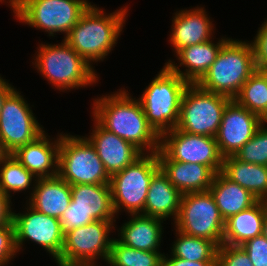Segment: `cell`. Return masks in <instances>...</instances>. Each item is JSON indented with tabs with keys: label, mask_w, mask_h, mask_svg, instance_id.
<instances>
[{
	"label": "cell",
	"mask_w": 267,
	"mask_h": 266,
	"mask_svg": "<svg viewBox=\"0 0 267 266\" xmlns=\"http://www.w3.org/2000/svg\"><path fill=\"white\" fill-rule=\"evenodd\" d=\"M169 159L183 163H199L215 173L222 170L223 159L215 137L190 134L177 128L160 136V148Z\"/></svg>",
	"instance_id": "cell-12"
},
{
	"label": "cell",
	"mask_w": 267,
	"mask_h": 266,
	"mask_svg": "<svg viewBox=\"0 0 267 266\" xmlns=\"http://www.w3.org/2000/svg\"><path fill=\"white\" fill-rule=\"evenodd\" d=\"M231 98L189 84L182 96L177 129L196 135L215 137L223 111Z\"/></svg>",
	"instance_id": "cell-10"
},
{
	"label": "cell",
	"mask_w": 267,
	"mask_h": 266,
	"mask_svg": "<svg viewBox=\"0 0 267 266\" xmlns=\"http://www.w3.org/2000/svg\"><path fill=\"white\" fill-rule=\"evenodd\" d=\"M0 167V190L9 198L12 192L26 191L37 180L12 154L0 162Z\"/></svg>",
	"instance_id": "cell-31"
},
{
	"label": "cell",
	"mask_w": 267,
	"mask_h": 266,
	"mask_svg": "<svg viewBox=\"0 0 267 266\" xmlns=\"http://www.w3.org/2000/svg\"><path fill=\"white\" fill-rule=\"evenodd\" d=\"M263 122L258 115L231 99L223 111L215 136L221 155L234 156L254 136Z\"/></svg>",
	"instance_id": "cell-15"
},
{
	"label": "cell",
	"mask_w": 267,
	"mask_h": 266,
	"mask_svg": "<svg viewBox=\"0 0 267 266\" xmlns=\"http://www.w3.org/2000/svg\"><path fill=\"white\" fill-rule=\"evenodd\" d=\"M161 252L137 250L122 244L117 238L111 243L109 266H163Z\"/></svg>",
	"instance_id": "cell-30"
},
{
	"label": "cell",
	"mask_w": 267,
	"mask_h": 266,
	"mask_svg": "<svg viewBox=\"0 0 267 266\" xmlns=\"http://www.w3.org/2000/svg\"><path fill=\"white\" fill-rule=\"evenodd\" d=\"M267 213L266 201L258 200L250 208L225 220L223 244L241 246L247 240L262 235Z\"/></svg>",
	"instance_id": "cell-25"
},
{
	"label": "cell",
	"mask_w": 267,
	"mask_h": 266,
	"mask_svg": "<svg viewBox=\"0 0 267 266\" xmlns=\"http://www.w3.org/2000/svg\"><path fill=\"white\" fill-rule=\"evenodd\" d=\"M264 123L256 130L254 136L234 155L236 159L244 163L267 166V126Z\"/></svg>",
	"instance_id": "cell-32"
},
{
	"label": "cell",
	"mask_w": 267,
	"mask_h": 266,
	"mask_svg": "<svg viewBox=\"0 0 267 266\" xmlns=\"http://www.w3.org/2000/svg\"><path fill=\"white\" fill-rule=\"evenodd\" d=\"M221 172L257 200H267V166L244 163L234 156H227L223 159Z\"/></svg>",
	"instance_id": "cell-27"
},
{
	"label": "cell",
	"mask_w": 267,
	"mask_h": 266,
	"mask_svg": "<svg viewBox=\"0 0 267 266\" xmlns=\"http://www.w3.org/2000/svg\"><path fill=\"white\" fill-rule=\"evenodd\" d=\"M37 48L33 65L59 91L97 83L99 78L94 68L64 40L60 44H40Z\"/></svg>",
	"instance_id": "cell-4"
},
{
	"label": "cell",
	"mask_w": 267,
	"mask_h": 266,
	"mask_svg": "<svg viewBox=\"0 0 267 266\" xmlns=\"http://www.w3.org/2000/svg\"><path fill=\"white\" fill-rule=\"evenodd\" d=\"M9 155V152L4 148L2 140L0 139V162Z\"/></svg>",
	"instance_id": "cell-41"
},
{
	"label": "cell",
	"mask_w": 267,
	"mask_h": 266,
	"mask_svg": "<svg viewBox=\"0 0 267 266\" xmlns=\"http://www.w3.org/2000/svg\"><path fill=\"white\" fill-rule=\"evenodd\" d=\"M161 170L182 194L208 191L216 173L199 163L172 161L160 149L157 152Z\"/></svg>",
	"instance_id": "cell-19"
},
{
	"label": "cell",
	"mask_w": 267,
	"mask_h": 266,
	"mask_svg": "<svg viewBox=\"0 0 267 266\" xmlns=\"http://www.w3.org/2000/svg\"><path fill=\"white\" fill-rule=\"evenodd\" d=\"M258 29L255 39L250 41L254 63L257 70H267V19Z\"/></svg>",
	"instance_id": "cell-36"
},
{
	"label": "cell",
	"mask_w": 267,
	"mask_h": 266,
	"mask_svg": "<svg viewBox=\"0 0 267 266\" xmlns=\"http://www.w3.org/2000/svg\"><path fill=\"white\" fill-rule=\"evenodd\" d=\"M11 199L0 190V227L8 226L12 223Z\"/></svg>",
	"instance_id": "cell-38"
},
{
	"label": "cell",
	"mask_w": 267,
	"mask_h": 266,
	"mask_svg": "<svg viewBox=\"0 0 267 266\" xmlns=\"http://www.w3.org/2000/svg\"><path fill=\"white\" fill-rule=\"evenodd\" d=\"M173 17L169 42L175 54L183 48L213 39L214 24L203 7L177 11Z\"/></svg>",
	"instance_id": "cell-17"
},
{
	"label": "cell",
	"mask_w": 267,
	"mask_h": 266,
	"mask_svg": "<svg viewBox=\"0 0 267 266\" xmlns=\"http://www.w3.org/2000/svg\"><path fill=\"white\" fill-rule=\"evenodd\" d=\"M127 12L128 6L107 15L103 9L91 4L64 36V41L91 66L92 62L103 61L117 44Z\"/></svg>",
	"instance_id": "cell-2"
},
{
	"label": "cell",
	"mask_w": 267,
	"mask_h": 266,
	"mask_svg": "<svg viewBox=\"0 0 267 266\" xmlns=\"http://www.w3.org/2000/svg\"><path fill=\"white\" fill-rule=\"evenodd\" d=\"M58 175L70 185L110 183L97 151L79 135L60 133Z\"/></svg>",
	"instance_id": "cell-8"
},
{
	"label": "cell",
	"mask_w": 267,
	"mask_h": 266,
	"mask_svg": "<svg viewBox=\"0 0 267 266\" xmlns=\"http://www.w3.org/2000/svg\"><path fill=\"white\" fill-rule=\"evenodd\" d=\"M70 209H79L94 220L116 221L110 184L71 185Z\"/></svg>",
	"instance_id": "cell-22"
},
{
	"label": "cell",
	"mask_w": 267,
	"mask_h": 266,
	"mask_svg": "<svg viewBox=\"0 0 267 266\" xmlns=\"http://www.w3.org/2000/svg\"><path fill=\"white\" fill-rule=\"evenodd\" d=\"M15 244V228L13 222L4 227H0V266L8 265L11 259L17 254Z\"/></svg>",
	"instance_id": "cell-34"
},
{
	"label": "cell",
	"mask_w": 267,
	"mask_h": 266,
	"mask_svg": "<svg viewBox=\"0 0 267 266\" xmlns=\"http://www.w3.org/2000/svg\"><path fill=\"white\" fill-rule=\"evenodd\" d=\"M131 219L120 228L118 239L122 244L137 250L160 252L163 220L143 214H130Z\"/></svg>",
	"instance_id": "cell-24"
},
{
	"label": "cell",
	"mask_w": 267,
	"mask_h": 266,
	"mask_svg": "<svg viewBox=\"0 0 267 266\" xmlns=\"http://www.w3.org/2000/svg\"><path fill=\"white\" fill-rule=\"evenodd\" d=\"M160 169L157 152L143 153L131 165L110 177V189L114 212L143 214L149 185Z\"/></svg>",
	"instance_id": "cell-7"
},
{
	"label": "cell",
	"mask_w": 267,
	"mask_h": 266,
	"mask_svg": "<svg viewBox=\"0 0 267 266\" xmlns=\"http://www.w3.org/2000/svg\"><path fill=\"white\" fill-rule=\"evenodd\" d=\"M29 202L35 210L50 217L58 218L69 207L71 202V185L59 175L53 177L37 178L30 187Z\"/></svg>",
	"instance_id": "cell-21"
},
{
	"label": "cell",
	"mask_w": 267,
	"mask_h": 266,
	"mask_svg": "<svg viewBox=\"0 0 267 266\" xmlns=\"http://www.w3.org/2000/svg\"><path fill=\"white\" fill-rule=\"evenodd\" d=\"M15 18L54 36L68 32L88 9V0H8Z\"/></svg>",
	"instance_id": "cell-6"
},
{
	"label": "cell",
	"mask_w": 267,
	"mask_h": 266,
	"mask_svg": "<svg viewBox=\"0 0 267 266\" xmlns=\"http://www.w3.org/2000/svg\"><path fill=\"white\" fill-rule=\"evenodd\" d=\"M176 240L171 255L188 261L216 262L218 246L211 240L193 237L175 228ZM178 236V237H177Z\"/></svg>",
	"instance_id": "cell-29"
},
{
	"label": "cell",
	"mask_w": 267,
	"mask_h": 266,
	"mask_svg": "<svg viewBox=\"0 0 267 266\" xmlns=\"http://www.w3.org/2000/svg\"><path fill=\"white\" fill-rule=\"evenodd\" d=\"M256 70L250 42L229 38L196 84L205 91L233 99Z\"/></svg>",
	"instance_id": "cell-3"
},
{
	"label": "cell",
	"mask_w": 267,
	"mask_h": 266,
	"mask_svg": "<svg viewBox=\"0 0 267 266\" xmlns=\"http://www.w3.org/2000/svg\"><path fill=\"white\" fill-rule=\"evenodd\" d=\"M171 257L168 258L163 256V266H216V262H200V261H188L185 259H181L178 257Z\"/></svg>",
	"instance_id": "cell-39"
},
{
	"label": "cell",
	"mask_w": 267,
	"mask_h": 266,
	"mask_svg": "<svg viewBox=\"0 0 267 266\" xmlns=\"http://www.w3.org/2000/svg\"><path fill=\"white\" fill-rule=\"evenodd\" d=\"M209 191L224 220L258 201L247 189L228 179L221 171L214 176Z\"/></svg>",
	"instance_id": "cell-26"
},
{
	"label": "cell",
	"mask_w": 267,
	"mask_h": 266,
	"mask_svg": "<svg viewBox=\"0 0 267 266\" xmlns=\"http://www.w3.org/2000/svg\"><path fill=\"white\" fill-rule=\"evenodd\" d=\"M189 84L164 65L142 96L137 98L149 125L159 136L176 128L182 96Z\"/></svg>",
	"instance_id": "cell-5"
},
{
	"label": "cell",
	"mask_w": 267,
	"mask_h": 266,
	"mask_svg": "<svg viewBox=\"0 0 267 266\" xmlns=\"http://www.w3.org/2000/svg\"><path fill=\"white\" fill-rule=\"evenodd\" d=\"M16 89L6 98L0 113V139L12 154L17 148L29 144L44 130L31 107Z\"/></svg>",
	"instance_id": "cell-13"
},
{
	"label": "cell",
	"mask_w": 267,
	"mask_h": 266,
	"mask_svg": "<svg viewBox=\"0 0 267 266\" xmlns=\"http://www.w3.org/2000/svg\"><path fill=\"white\" fill-rule=\"evenodd\" d=\"M47 136L44 131L35 140L12 153L13 157L36 178L58 175L60 135L54 142Z\"/></svg>",
	"instance_id": "cell-18"
},
{
	"label": "cell",
	"mask_w": 267,
	"mask_h": 266,
	"mask_svg": "<svg viewBox=\"0 0 267 266\" xmlns=\"http://www.w3.org/2000/svg\"><path fill=\"white\" fill-rule=\"evenodd\" d=\"M233 99L267 123V70H256Z\"/></svg>",
	"instance_id": "cell-28"
},
{
	"label": "cell",
	"mask_w": 267,
	"mask_h": 266,
	"mask_svg": "<svg viewBox=\"0 0 267 266\" xmlns=\"http://www.w3.org/2000/svg\"><path fill=\"white\" fill-rule=\"evenodd\" d=\"M16 88H14V86L12 87V85L10 83H8V81H6L5 79H3V77H1L0 75V113L1 110L4 106L5 100L6 98L15 90Z\"/></svg>",
	"instance_id": "cell-40"
},
{
	"label": "cell",
	"mask_w": 267,
	"mask_h": 266,
	"mask_svg": "<svg viewBox=\"0 0 267 266\" xmlns=\"http://www.w3.org/2000/svg\"><path fill=\"white\" fill-rule=\"evenodd\" d=\"M123 89L94 99L93 119L103 128L132 143L142 153L158 152L160 136L149 125L139 100Z\"/></svg>",
	"instance_id": "cell-1"
},
{
	"label": "cell",
	"mask_w": 267,
	"mask_h": 266,
	"mask_svg": "<svg viewBox=\"0 0 267 266\" xmlns=\"http://www.w3.org/2000/svg\"><path fill=\"white\" fill-rule=\"evenodd\" d=\"M262 235L267 239V213L263 222Z\"/></svg>",
	"instance_id": "cell-42"
},
{
	"label": "cell",
	"mask_w": 267,
	"mask_h": 266,
	"mask_svg": "<svg viewBox=\"0 0 267 266\" xmlns=\"http://www.w3.org/2000/svg\"><path fill=\"white\" fill-rule=\"evenodd\" d=\"M241 247L248 254L253 266H267V239L263 235L247 240Z\"/></svg>",
	"instance_id": "cell-35"
},
{
	"label": "cell",
	"mask_w": 267,
	"mask_h": 266,
	"mask_svg": "<svg viewBox=\"0 0 267 266\" xmlns=\"http://www.w3.org/2000/svg\"><path fill=\"white\" fill-rule=\"evenodd\" d=\"M182 193L169 181L161 168L153 175L143 215L166 220L171 217L176 221L180 212Z\"/></svg>",
	"instance_id": "cell-23"
},
{
	"label": "cell",
	"mask_w": 267,
	"mask_h": 266,
	"mask_svg": "<svg viewBox=\"0 0 267 266\" xmlns=\"http://www.w3.org/2000/svg\"><path fill=\"white\" fill-rule=\"evenodd\" d=\"M174 224L182 233L211 240L218 247L223 244L225 220L209 190L182 194Z\"/></svg>",
	"instance_id": "cell-11"
},
{
	"label": "cell",
	"mask_w": 267,
	"mask_h": 266,
	"mask_svg": "<svg viewBox=\"0 0 267 266\" xmlns=\"http://www.w3.org/2000/svg\"><path fill=\"white\" fill-rule=\"evenodd\" d=\"M59 221L62 233L66 234L72 229L82 227L95 220L79 209H70L68 207L60 217Z\"/></svg>",
	"instance_id": "cell-37"
},
{
	"label": "cell",
	"mask_w": 267,
	"mask_h": 266,
	"mask_svg": "<svg viewBox=\"0 0 267 266\" xmlns=\"http://www.w3.org/2000/svg\"><path fill=\"white\" fill-rule=\"evenodd\" d=\"M228 39L223 37L216 44L212 40H208L181 49L176 57L180 62L179 66H185V72L181 71L171 59L165 65L190 84H196L214 63L221 47Z\"/></svg>",
	"instance_id": "cell-20"
},
{
	"label": "cell",
	"mask_w": 267,
	"mask_h": 266,
	"mask_svg": "<svg viewBox=\"0 0 267 266\" xmlns=\"http://www.w3.org/2000/svg\"><path fill=\"white\" fill-rule=\"evenodd\" d=\"M216 266H253L241 246L222 244L217 249Z\"/></svg>",
	"instance_id": "cell-33"
},
{
	"label": "cell",
	"mask_w": 267,
	"mask_h": 266,
	"mask_svg": "<svg viewBox=\"0 0 267 266\" xmlns=\"http://www.w3.org/2000/svg\"><path fill=\"white\" fill-rule=\"evenodd\" d=\"M26 210L25 213L13 212L17 251L22 250L24 241L30 240L49 252L56 261L61 255L64 242L59 219L43 214L30 205H27Z\"/></svg>",
	"instance_id": "cell-14"
},
{
	"label": "cell",
	"mask_w": 267,
	"mask_h": 266,
	"mask_svg": "<svg viewBox=\"0 0 267 266\" xmlns=\"http://www.w3.org/2000/svg\"><path fill=\"white\" fill-rule=\"evenodd\" d=\"M116 221L95 220L64 234L58 266H98L96 260L108 262L113 237L109 234Z\"/></svg>",
	"instance_id": "cell-9"
},
{
	"label": "cell",
	"mask_w": 267,
	"mask_h": 266,
	"mask_svg": "<svg viewBox=\"0 0 267 266\" xmlns=\"http://www.w3.org/2000/svg\"><path fill=\"white\" fill-rule=\"evenodd\" d=\"M94 130L86 137L111 177L131 165L143 153L132 143L103 128L95 119Z\"/></svg>",
	"instance_id": "cell-16"
}]
</instances>
